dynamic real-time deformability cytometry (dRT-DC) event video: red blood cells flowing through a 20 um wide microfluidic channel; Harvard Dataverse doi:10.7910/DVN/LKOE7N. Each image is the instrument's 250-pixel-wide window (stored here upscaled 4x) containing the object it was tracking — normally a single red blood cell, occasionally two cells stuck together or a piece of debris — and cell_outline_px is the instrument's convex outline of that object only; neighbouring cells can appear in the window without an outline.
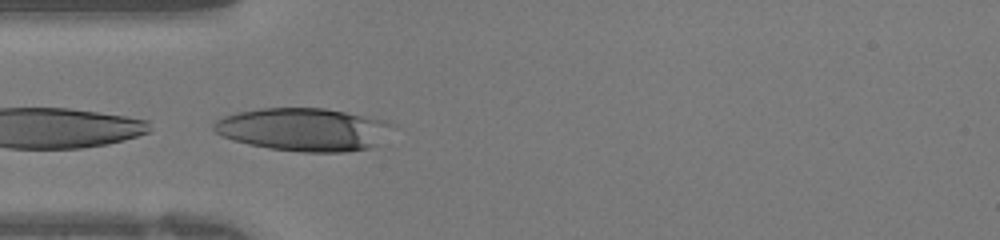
{"species": "human", "species_latin": "Homo sapiens", "temperature_condition": "warm", "stored_images_in_passage": 20, "camera_frame_rate_fps": 3000, "um_per_image_px": 0.085, "donor": {"sex": "female"}, "frame": {"image": 1, "passage_image": 12, "time_ms": 3.667, "image_size_px": [1000, 240], "cell_outline_px": [[396, 124], [376, 144], [368, 148], [344, 152], [304, 152], [268, 148], [248, 144], [232, 140], [220, 136], [212, 128], [212, 124], [216, 120], [224, 116], [240, 112], [260, 108], [324, 108], [384, 120]], "centroid_in_image_um": [25.75, 11.0], "position_along_channel_um": 59.2, "area_um2": 44.51}}
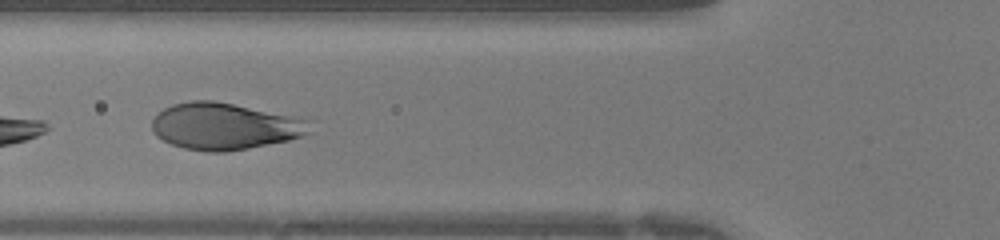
{"frame": {"image": 2, "passage_image": 15, "time_ms": 4.667, "image_size_px": [1000, 240], "cell_outline_px": [[312, 132], [288, 140], [248, 148], [224, 152], [208, 152], [184, 148], [172, 144], [156, 136], [152, 132], [152, 120], [164, 108], [172, 104], [192, 100], [212, 100], [292, 116], [308, 120]], "centroid_in_image_um": [19.06, 10.74], "position_along_channel_um": 106.7, "area_um2": 42.6}}
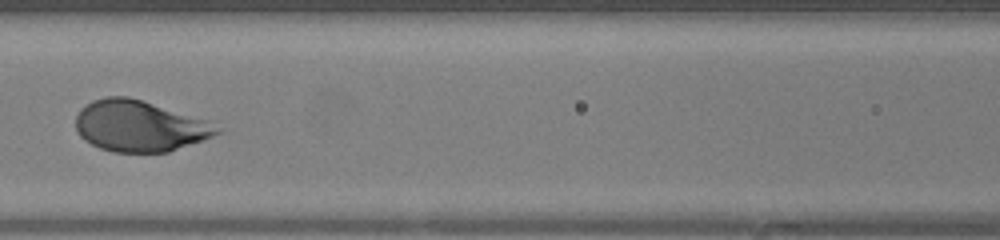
{"frame": {"image": 3, "passage_image": 18, "time_ms": 5.667, "image_size_px": [1000, 240], "cell_outline_px": [[224, 132], [168, 152], [112, 152], [100, 148], [84, 140], [76, 132], [76, 116], [80, 108], [84, 104], [92, 100], [104, 96], [128, 96], [204, 120]], "centroid_in_image_um": [11.77, 10.71], "position_along_channel_um": 154.8, "area_um2": 41.62}}